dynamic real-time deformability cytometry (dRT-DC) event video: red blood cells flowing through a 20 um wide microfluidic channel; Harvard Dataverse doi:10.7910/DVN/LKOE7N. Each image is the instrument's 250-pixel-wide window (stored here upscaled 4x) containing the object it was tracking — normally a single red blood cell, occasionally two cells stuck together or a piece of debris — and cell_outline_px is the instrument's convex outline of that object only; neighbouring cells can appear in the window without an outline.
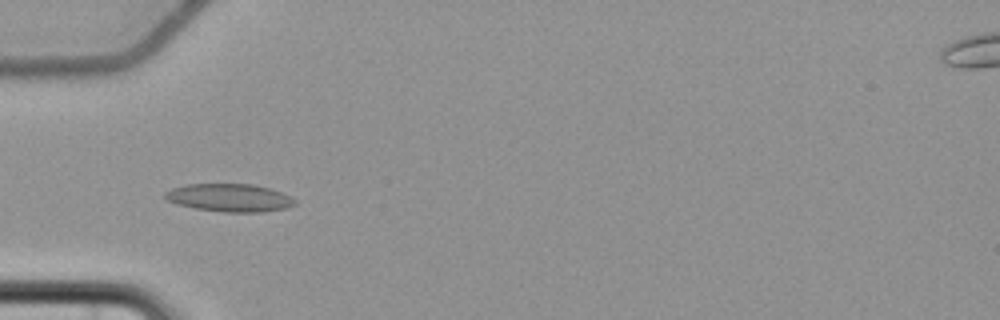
{"species": "common noctule bat (a hibernating species)", "species_latin": "Nyctalus noctula", "temperature_condition": "cold", "stored_images_in_passage": 8, "camera_frame_rate_fps": 3000, "um_per_image_px": 0.085, "animal": {"sex": "female", "body_mass_g": 22.7, "forearm_length_mm": 54.2}, "frame": {"image": 1, "passage_image": 5, "time_ms": 5.333, "image_size_px": [1000, 320], "cell_outline_px": [[296, 204], [284, 208], [264, 212], [224, 212], [196, 208], [176, 204], [168, 200], [164, 196], [164, 192], [172, 188], [184, 184], [252, 184], [268, 188], [280, 192], [296, 200]], "centroid_in_image_um": [19.48, 16.8], "position_along_channel_um": 65.5, "area_um2": 20.98}}
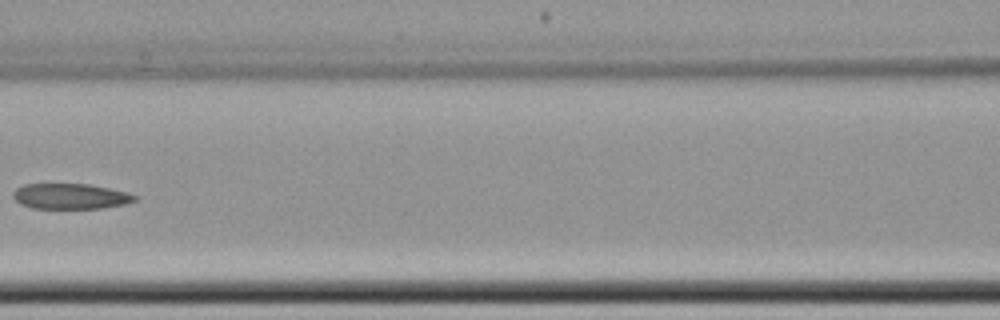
{"frame": {"image": 2, "passage_image": 7, "time_ms": 8.0, "image_size_px": [1000, 320], "cell_outline_px": [[136, 200], [124, 204], [100, 208], [32, 208], [20, 204], [12, 196], [12, 192], [16, 188], [24, 184], [88, 184], [108, 188], [124, 192], [136, 196]], "centroid_in_image_um": [5.92, 16.68], "position_along_channel_um": 160.7, "area_um2": 17.86}}
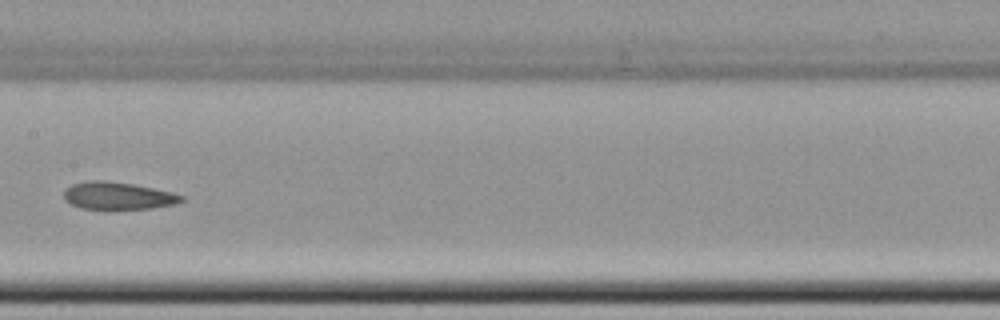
{"frame": {"image": 3, "passage_image": 8, "time_ms": 9.0, "image_size_px": [1000, 320], "cell_outline_px": [[184, 200], [176, 204], [152, 208], [80, 208], [64, 200], [64, 192], [72, 184], [88, 180], [104, 180], [132, 184], [172, 192], [184, 196]], "centroid_in_image_um": [10.03, 16.63], "position_along_channel_um": 197.4, "area_um2": 18.5}}